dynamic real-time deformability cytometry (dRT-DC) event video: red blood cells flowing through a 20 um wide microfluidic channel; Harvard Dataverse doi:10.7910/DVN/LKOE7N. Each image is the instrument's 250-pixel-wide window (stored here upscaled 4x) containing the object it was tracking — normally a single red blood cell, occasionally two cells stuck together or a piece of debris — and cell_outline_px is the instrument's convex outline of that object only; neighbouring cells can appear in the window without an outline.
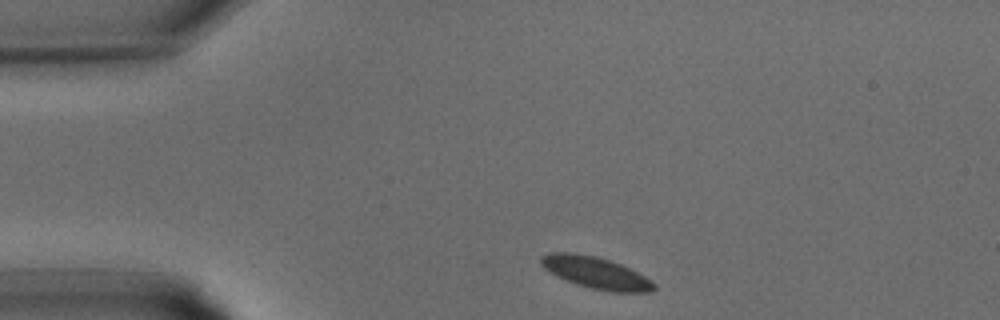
{"species": "common noctule bat (a hibernating species)", "species_latin": "Nyctalus noctula", "temperature_condition": "warm", "stored_images_in_passage": 23, "camera_frame_rate_fps": 3000, "um_per_image_px": 0.085, "animal": {"sex": "male", "body_mass_g": 15.6}, "frame": {"image": 1, "passage_image": 1, "time_ms": 0.0, "image_size_px": [1000, 320], "cell_outline_px": [[656, 288], [648, 292], [612, 292], [592, 288], [576, 284], [556, 276], [544, 268], [540, 264], [540, 256], [548, 252], [576, 252], [596, 256], [620, 264], [652, 280], [656, 284]], "centroid_in_image_um": [50.61, 23.17], "position_along_channel_um": 34.4, "area_um2": 20.92}}
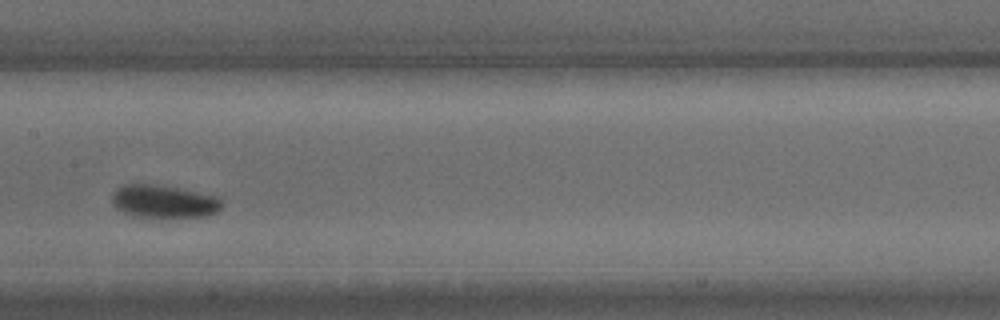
{"frame": {"image": 2, "passage_image": 11, "time_ms": 3.333, "image_size_px": [1000, 320], "cell_outline_px": [[224, 208], [216, 212], [204, 216], [132, 216], [124, 212], [112, 200], [112, 192], [116, 188], [124, 184], [152, 184], [176, 188], [216, 196], [224, 200]], "centroid_in_image_um": [13.97, 17.11], "position_along_channel_um": 193.4, "area_um2": 20.63}}
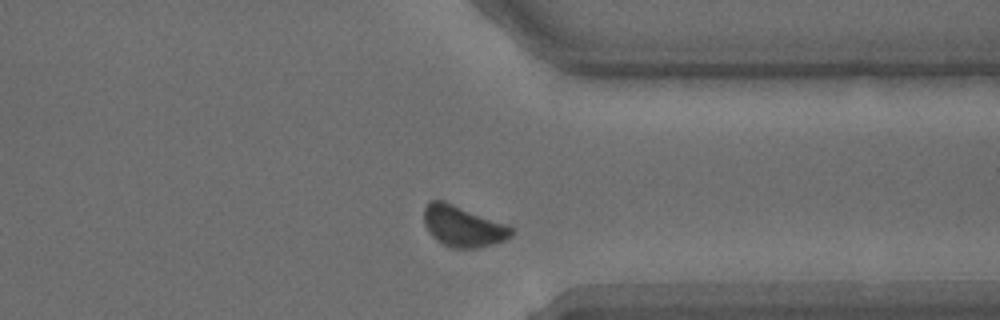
{"frame": {"image": 3, "passage_image": 20, "time_ms": 6.333, "image_size_px": [1000, 320], "cell_outline_px": [[516, 228], [512, 236], [504, 240], [492, 244], [476, 248], [452, 248], [436, 240], [428, 232], [424, 224], [424, 208], [428, 200], [440, 200], [452, 204], [508, 224]], "centroid_in_image_um": [39.36, 19.23], "position_along_channel_um": 372.0, "area_um2": 20.92}}